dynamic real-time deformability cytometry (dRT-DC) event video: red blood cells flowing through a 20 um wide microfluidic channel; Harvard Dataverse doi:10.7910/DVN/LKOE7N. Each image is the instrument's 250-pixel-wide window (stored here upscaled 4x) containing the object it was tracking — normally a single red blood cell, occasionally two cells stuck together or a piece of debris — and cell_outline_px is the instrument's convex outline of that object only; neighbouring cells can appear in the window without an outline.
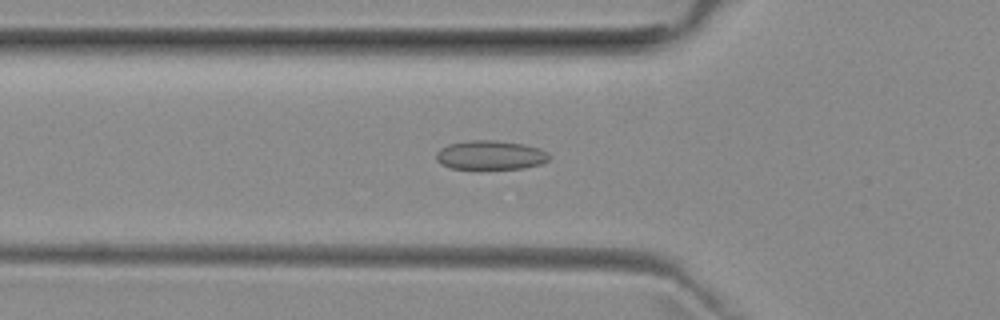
{"species": "common noctule bat (a hibernating species)", "species_latin": "Nyctalus noctula", "temperature_condition": "room temperature", "stored_images_in_passage": 42, "camera_frame_rate_fps": 3000, "um_per_image_px": 0.085, "animal": {"sex": "female", "body_mass_g": 29.2, "forearm_length_mm": 56.3}, "frame": {"image": 1, "passage_image": 11, "time_ms": 3.333, "image_size_px": [1000, 320], "cell_outline_px": [[548, 160], [540, 164], [524, 168], [452, 168], [440, 164], [436, 160], [436, 152], [440, 148], [448, 144], [472, 140], [492, 140], [524, 144], [540, 148], [548, 152]], "centroid_in_image_um": [41.67, 13.17], "position_along_channel_um": 84.1, "area_um2": 19.02}}
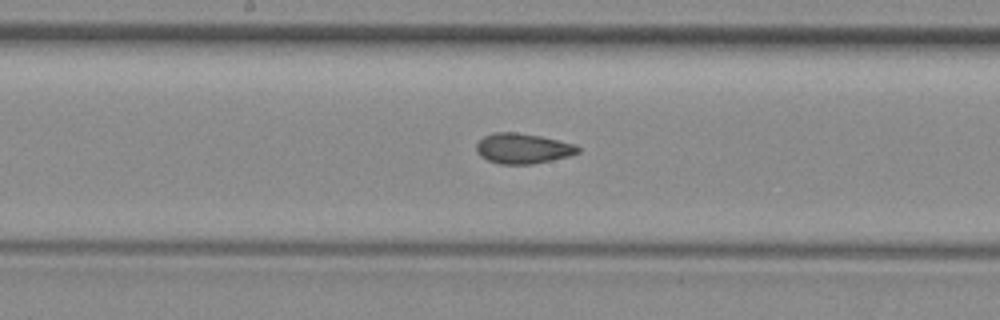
{"frame": {"image": 2, "passage_image": 20, "time_ms": 6.333, "image_size_px": [1000, 320], "cell_outline_px": [[580, 152], [568, 156], [552, 160], [532, 164], [500, 164], [488, 160], [480, 156], [476, 152], [476, 144], [484, 136], [496, 132], [516, 132], [540, 136], [576, 144], [580, 148]], "centroid_in_image_um": [44.44, 12.62], "position_along_channel_um": 203.8, "area_um2": 17.92}}
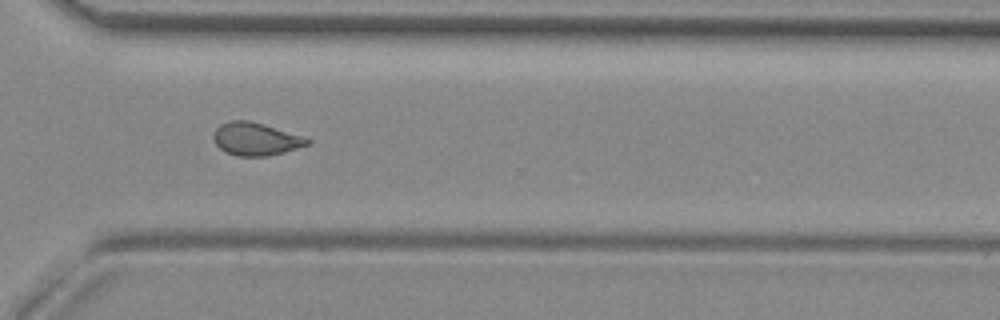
{"frame": {"image": 3, "passage_image": 31, "time_ms": 10.0, "image_size_px": [1000, 320], "cell_outline_px": [[312, 140], [308, 144], [284, 152], [268, 156], [240, 156], [224, 152], [216, 144], [212, 136], [216, 128], [220, 124], [232, 120], [248, 120], [304, 136]], "centroid_in_image_um": [21.72, 11.82], "position_along_channel_um": 348.9, "area_um2": 17.86}, "authors_computed_cell_mechanics": {"area_um2": 18.4382, "velocity_mm_per_s": 3.9623, "shape_relaxation_time_tau1_ms": null, "shape_relaxation_time_tau2_ms": 2.0376, "deformation_change_tau1": null, "deformation_change_tau2": 0.0816}}